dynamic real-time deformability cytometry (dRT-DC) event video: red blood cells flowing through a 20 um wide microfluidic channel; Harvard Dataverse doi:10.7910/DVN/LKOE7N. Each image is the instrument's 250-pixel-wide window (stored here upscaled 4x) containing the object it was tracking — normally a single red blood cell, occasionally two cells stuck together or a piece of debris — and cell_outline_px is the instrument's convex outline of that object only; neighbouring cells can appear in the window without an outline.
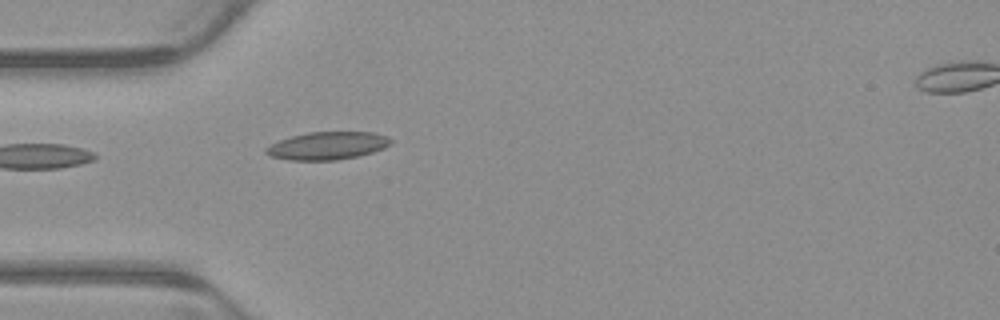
{"species": "common noctule bat (a hibernating species)", "species_latin": "Nyctalus noctula", "temperature_condition": "warm", "stored_images_in_passage": 5, "camera_frame_rate_fps": 3000, "um_per_image_px": 0.085, "animal": {"sex": "male", "body_mass_g": 23.1, "forearm_length_mm": 52.7}, "frame": {"image": 1, "passage_image": 4, "time_ms": 1.0, "image_size_px": [1000, 320], "cell_outline_px": [[392, 144], [384, 148], [372, 152], [356, 156], [336, 160], [288, 160], [272, 156], [264, 152], [264, 148], [280, 140], [292, 136], [308, 132], [372, 132], [388, 136], [392, 140]], "centroid_in_image_um": [27.85, 12.38], "position_along_channel_um": 57.1, "area_um2": 20.11}}